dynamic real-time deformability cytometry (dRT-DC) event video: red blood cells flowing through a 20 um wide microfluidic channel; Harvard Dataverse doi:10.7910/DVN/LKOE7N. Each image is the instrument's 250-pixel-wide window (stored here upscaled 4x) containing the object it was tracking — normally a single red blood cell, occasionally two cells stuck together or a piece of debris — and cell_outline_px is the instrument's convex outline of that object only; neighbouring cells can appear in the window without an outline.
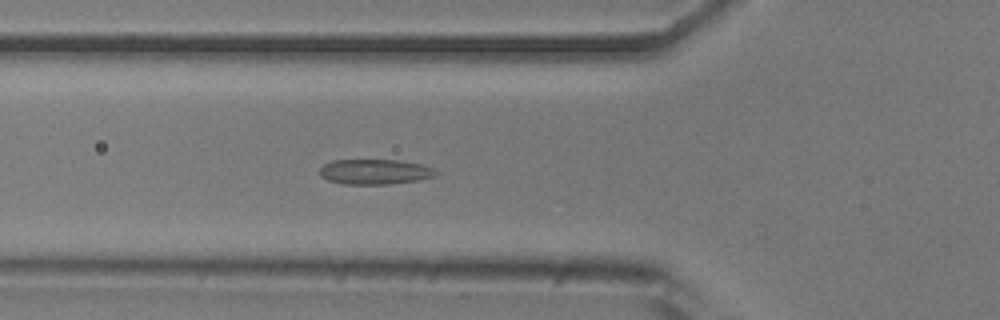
{"species": "common noctule bat (a hibernating species)", "species_latin": "Nyctalus noctula", "temperature_condition": "room temperature", "stored_images_in_passage": 52, "camera_frame_rate_fps": 3000, "um_per_image_px": 0.085, "animal": {"sex": "male", "body_mass_g": 20.5, "forearm_length_mm": 52.5}, "frame": {"image": 1, "passage_image": 17, "time_ms": 5.333, "image_size_px": [1000, 320], "cell_outline_px": [[440, 172], [436, 176], [420, 180], [388, 184], [344, 184], [328, 180], [320, 176], [320, 168], [324, 164], [332, 160], [396, 160], [420, 164], [432, 168]], "centroid_in_image_um": [31.87, 14.6], "position_along_channel_um": 93.9, "area_um2": 17.05}}
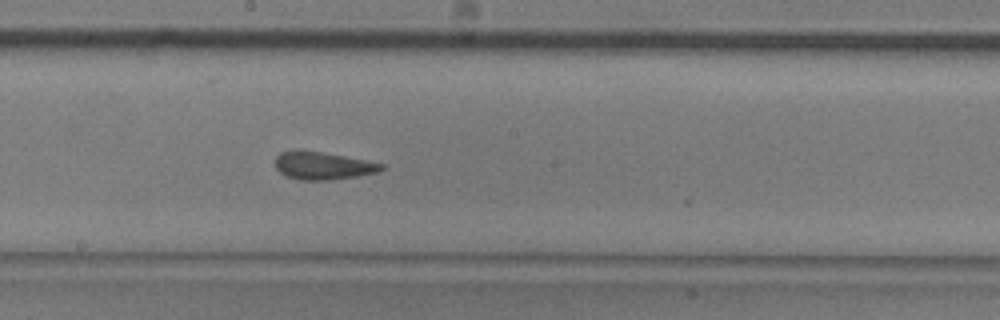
{"frame": {"image": 2, "passage_image": 27, "time_ms": 8.667, "image_size_px": [1000, 320], "cell_outline_px": [[384, 168], [376, 172], [356, 176], [328, 180], [300, 180], [284, 176], [276, 168], [276, 156], [280, 152], [296, 148], [300, 148], [368, 160], [384, 164]], "centroid_in_image_um": [27.39, 14.05], "position_along_channel_um": 220.8, "area_um2": 17.46}}
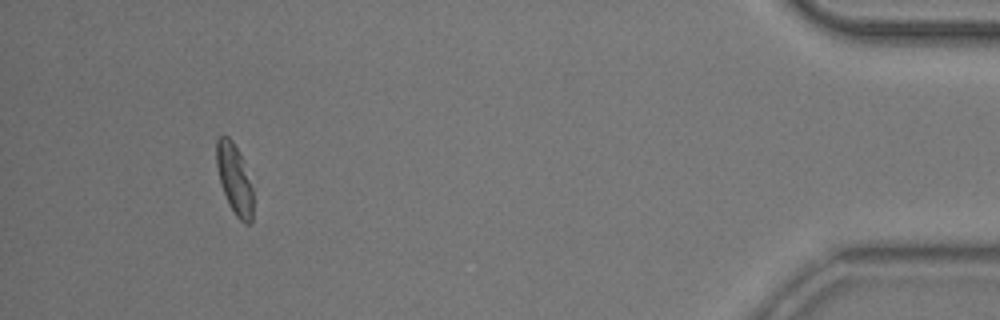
{"frame": {"image": 3, "passage_image": 48, "time_ms": 15.667, "image_size_px": [1000, 320], "cell_outline_px": [[252, 220], [248, 224], [244, 224], [236, 216], [228, 204], [220, 184], [216, 168], [216, 140], [220, 136], [228, 136], [232, 140], [240, 156], [252, 188]], "centroid_in_image_um": [19.89, 15.24], "position_along_channel_um": 415.3, "area_um2": 14.74}, "authors_computed_cell_mechanics": {"area_um2": 17.4556, "velocity_mm_per_s": 3.7874, "shape_relaxation_time_tau1_ms": 4.5737, "shape_relaxation_time_tau2_ms": 1.6151, "deformation_change_tau1": 0.0912, "deformation_change_tau2": 0.1003}}